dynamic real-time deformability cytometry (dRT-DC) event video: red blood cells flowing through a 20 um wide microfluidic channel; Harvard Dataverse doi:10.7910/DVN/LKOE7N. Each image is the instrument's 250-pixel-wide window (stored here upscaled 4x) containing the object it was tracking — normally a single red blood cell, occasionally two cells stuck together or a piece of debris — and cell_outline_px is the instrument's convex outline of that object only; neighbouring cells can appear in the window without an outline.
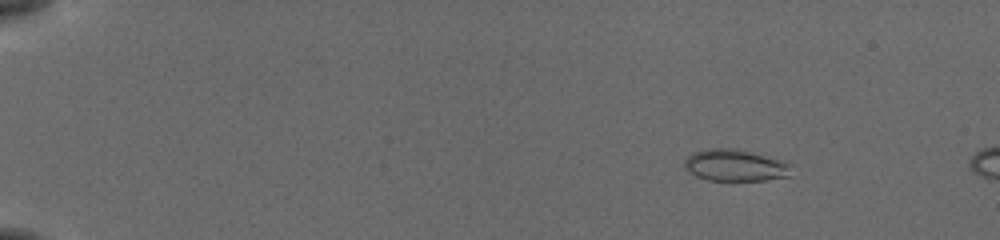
{"species": "common noctule bat (a hibernating species)", "species_latin": "Nyctalus noctula", "temperature_condition": "cold", "stored_images_in_passage": 6, "camera_frame_rate_fps": 3000, "um_per_image_px": 0.085, "animal": {"sex": "female", "body_mass_g": 19.5, "forearm_length_mm": 54.1}, "frame": {"image": 1, "passage_image": 1, "time_ms": 0.0, "image_size_px": [1000, 240], "cell_outline_px": [[792, 164], [788, 176], [764, 180], [708, 180], [696, 176], [684, 168], [684, 160], [692, 152], [708, 148], [736, 148], [752, 152]], "centroid_in_image_um": [62.44, 14.04], "position_along_channel_um": 22.6, "area_um2": 19.65}}